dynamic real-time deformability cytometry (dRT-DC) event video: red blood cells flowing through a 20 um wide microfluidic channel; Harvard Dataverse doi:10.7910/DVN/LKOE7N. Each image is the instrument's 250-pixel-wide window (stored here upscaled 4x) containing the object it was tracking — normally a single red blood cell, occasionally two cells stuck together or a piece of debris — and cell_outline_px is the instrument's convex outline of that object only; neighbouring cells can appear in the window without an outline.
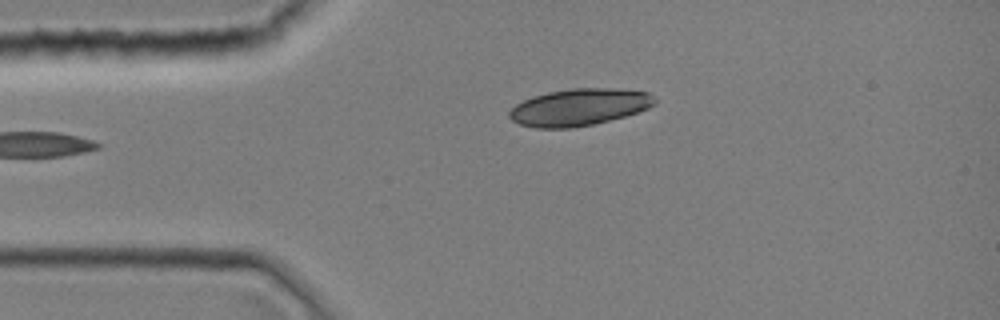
{"species": "common noctule bat (a hibernating species)", "species_latin": "Nyctalus noctula", "temperature_condition": "room temperature", "stored_images_in_passage": 35, "camera_frame_rate_fps": 3000, "um_per_image_px": 0.085, "animal": {"sex": "female", "body_mass_g": 19.0, "forearm_length_mm": 51.5}, "frame": {"image": 1, "passage_image": 7, "time_ms": 2.0, "image_size_px": [1000, 320], "cell_outline_px": [[656, 104], [648, 108], [624, 116], [592, 124], [568, 128], [536, 128], [520, 124], [512, 120], [508, 116], [508, 112], [516, 104], [532, 96], [548, 92], [568, 88], [612, 88], [648, 92], [656, 100]], "centroid_in_image_um": [49.2, 9.1], "position_along_channel_um": 35.8, "area_um2": 31.15}}
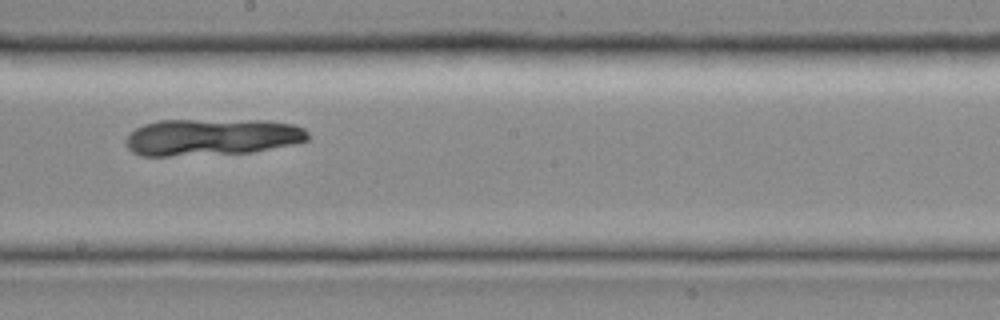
{"frame": {"image": 2, "passage_image": 21, "time_ms": 6.667, "image_size_px": [1000, 320], "cell_outline_px": [[308, 140], [296, 144], [252, 152], [168, 156], [140, 156], [132, 152], [124, 144], [124, 140], [136, 128], [144, 124], [160, 120], [268, 120], [292, 124], [304, 128], [308, 132]], "centroid_in_image_um": [18.0, 11.65], "position_along_channel_um": 230.2, "area_um2": 39.36}}
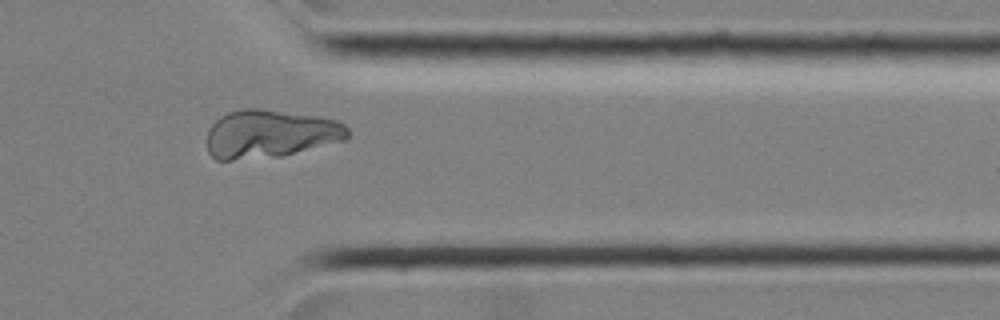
{"frame": {"image": 3, "passage_image": 31, "time_ms": 10.0, "image_size_px": [1000, 320], "cell_outline_px": [[348, 140], [280, 156], [232, 160], [216, 160], [208, 152], [208, 128], [220, 116], [228, 112], [244, 108], [260, 108], [320, 116], [336, 120], [344, 124], [348, 128]], "centroid_in_image_um": [22.98, 11.37], "position_along_channel_um": 388.4, "area_um2": 39.77}}